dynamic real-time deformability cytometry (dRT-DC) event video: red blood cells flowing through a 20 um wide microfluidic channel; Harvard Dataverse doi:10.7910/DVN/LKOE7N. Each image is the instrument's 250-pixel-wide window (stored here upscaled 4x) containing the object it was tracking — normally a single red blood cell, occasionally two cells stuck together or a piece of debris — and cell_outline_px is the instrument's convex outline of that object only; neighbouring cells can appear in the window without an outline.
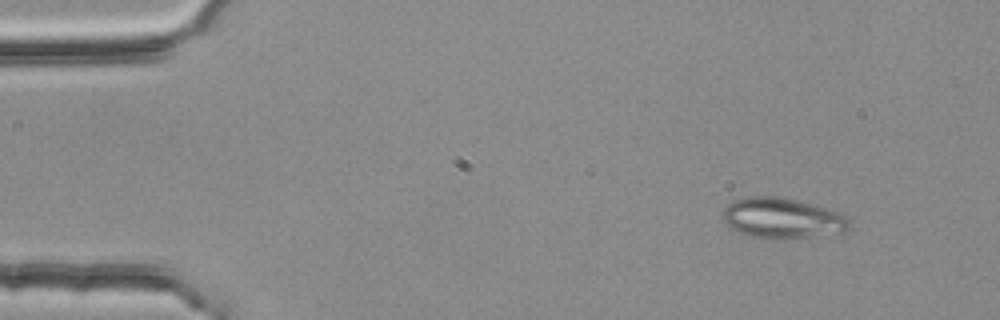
{"species": "common noctule bat (a hibernating species)", "species_latin": "Nyctalus noctula", "temperature_condition": "room temperature", "stored_images_in_passage": 4, "camera_frame_rate_fps": 3000, "um_per_image_px": 0.085, "animal": {"sex": "female", "body_mass_g": 25.1}, "frame": {"image": 1, "passage_image": 2, "time_ms": 0.333, "image_size_px": [1000, 320], "cell_outline_px": [[848, 228], [844, 232], [812, 236], [752, 236], [740, 232], [732, 228], [724, 220], [720, 212], [728, 204], [736, 200], [748, 196], [780, 196], [796, 200], [840, 212], [848, 220]], "centroid_in_image_um": [66.46, 18.49], "position_along_channel_um": 18.5, "area_um2": 28.78}}